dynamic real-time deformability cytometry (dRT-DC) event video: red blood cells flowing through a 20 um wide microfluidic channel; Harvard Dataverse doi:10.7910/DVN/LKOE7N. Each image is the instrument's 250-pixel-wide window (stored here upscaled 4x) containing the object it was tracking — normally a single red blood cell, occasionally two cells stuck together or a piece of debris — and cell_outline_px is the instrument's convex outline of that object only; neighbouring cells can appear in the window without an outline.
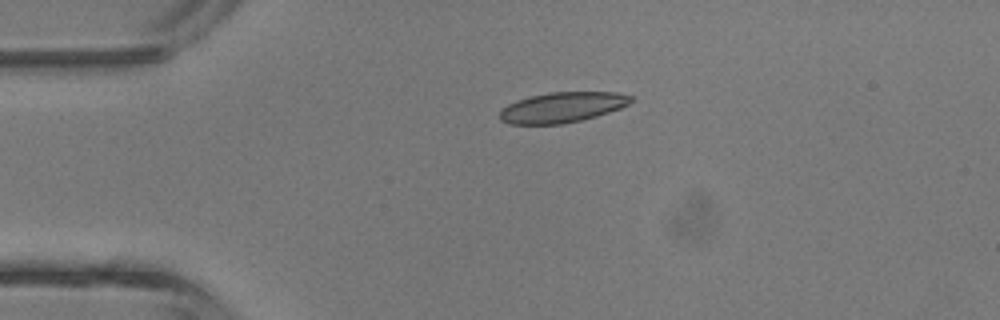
{"species": "common noctule bat (a hibernating species)", "species_latin": "Nyctalus noctula", "temperature_condition": "room temperature", "stored_images_in_passage": 3, "camera_frame_rate_fps": 3000, "um_per_image_px": 0.085, "animal": {"sex": "male", "body_mass_g": 13.3}, "frame": {"image": 1, "passage_image": 3, "time_ms": 2.333, "image_size_px": [1000, 320], "cell_outline_px": [[632, 100], [628, 104], [620, 108], [596, 116], [564, 124], [508, 124], [500, 120], [500, 112], [508, 104], [516, 100], [528, 96], [548, 92], [616, 92], [632, 96]], "centroid_in_image_um": [47.76, 9.12], "position_along_channel_um": 37.2, "area_um2": 23.18}}